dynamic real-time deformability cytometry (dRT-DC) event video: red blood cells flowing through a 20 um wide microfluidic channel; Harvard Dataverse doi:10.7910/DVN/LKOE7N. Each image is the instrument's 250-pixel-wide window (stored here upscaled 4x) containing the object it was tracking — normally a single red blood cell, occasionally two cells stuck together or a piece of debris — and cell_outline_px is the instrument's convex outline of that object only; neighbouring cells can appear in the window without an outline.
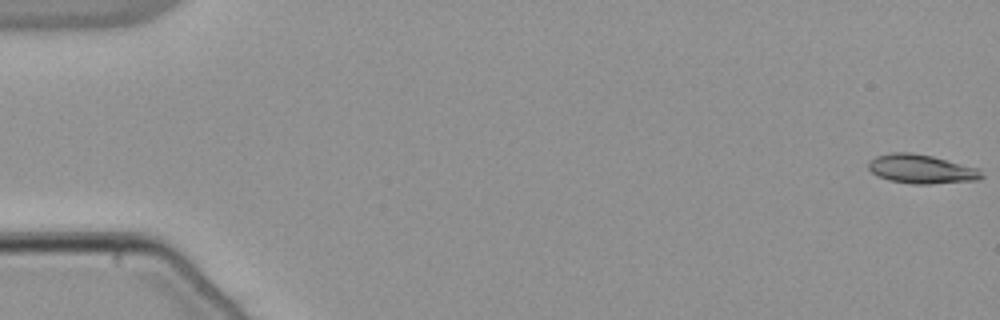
{"species": "common noctule bat (a hibernating species)", "species_latin": "Nyctalus noctula", "temperature_condition": "warm", "stored_images_in_passage": 55, "camera_frame_rate_fps": 3000, "um_per_image_px": 0.085, "animal": {"sex": "male", "body_mass_g": 21.5, "forearm_length_mm": 52.0}, "frame": {"image": 1, "passage_image": 1, "time_ms": 0.0, "image_size_px": [1000, 320], "cell_outline_px": [[984, 176], [980, 180], [928, 184], [912, 184], [888, 180], [876, 176], [868, 168], [868, 160], [876, 156], [892, 152], [912, 152], [932, 156], [980, 168]], "centroid_in_image_um": [78.32, 14.37], "position_along_channel_um": 6.7, "area_um2": 19.42}}
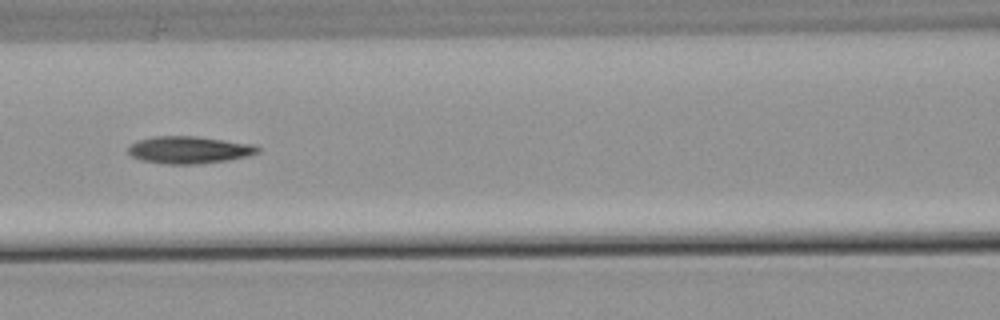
{"frame": {"image": 2, "passage_image": 25, "time_ms": 8.0, "image_size_px": [1000, 320], "cell_outline_px": [[260, 152], [248, 156], [228, 160], [200, 164], [168, 164], [140, 160], [132, 156], [128, 152], [128, 148], [136, 140], [152, 136], [196, 136], [252, 144], [260, 148]], "centroid_in_image_um": [16.07, 12.74], "position_along_channel_um": 150.5, "area_um2": 20.63}}
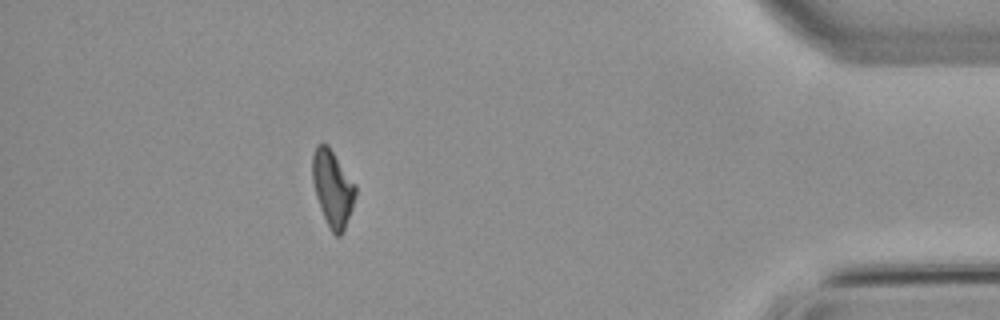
{"frame": {"image": 3, "passage_image": 49, "time_ms": 16.0, "image_size_px": [1000, 320], "cell_outline_px": [[356, 196], [344, 232], [340, 236], [336, 236], [332, 232], [320, 208], [316, 196], [312, 180], [312, 156], [316, 144], [328, 144], [356, 184]], "centroid_in_image_um": [28.28, 15.99], "position_along_channel_um": 406.9, "area_um2": 19.25}, "authors_computed_cell_mechanics": {"area_um2": 19.5942, "velocity_mm_per_s": 3.8303, "shape_relaxation_time_tau1_ms": 5.649, "shape_relaxation_time_tau2_ms": null, "deformation_change_tau1": 0.1854, "deformation_change_tau2": null}}